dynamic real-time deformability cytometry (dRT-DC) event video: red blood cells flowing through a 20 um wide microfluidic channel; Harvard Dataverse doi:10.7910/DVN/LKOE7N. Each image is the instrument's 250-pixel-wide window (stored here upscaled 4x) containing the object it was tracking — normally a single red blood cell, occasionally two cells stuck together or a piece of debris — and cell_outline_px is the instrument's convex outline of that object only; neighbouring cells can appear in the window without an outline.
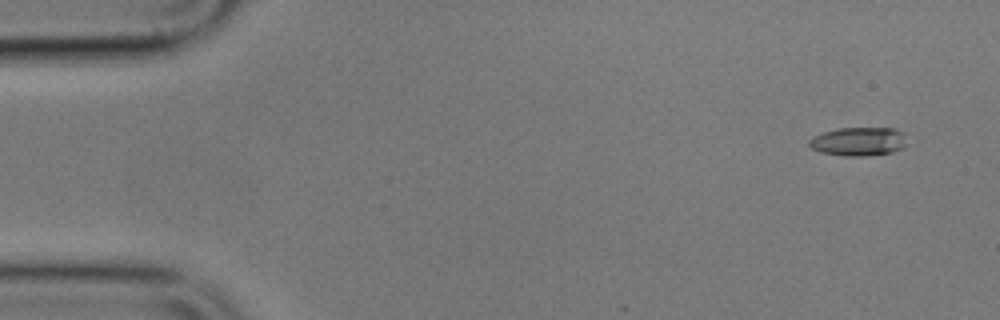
{"species": "common noctule bat (a hibernating species)", "species_latin": "Nyctalus noctula", "temperature_condition": "cold", "stored_images_in_passage": 4, "camera_frame_rate_fps": 3000, "um_per_image_px": 0.085, "animal": {"sex": "male", "body_mass_g": 17.9}, "frame": {"image": 1, "passage_image": 1, "time_ms": 0.0, "image_size_px": [1000, 320], "cell_outline_px": [[904, 144], [900, 148], [892, 152], [864, 156], [844, 156], [820, 152], [812, 148], [808, 144], [808, 140], [812, 136], [836, 128], [896, 128], [900, 132]], "centroid_in_image_um": [72.87, 12.02], "position_along_channel_um": 12.1, "area_um2": 16.07}}
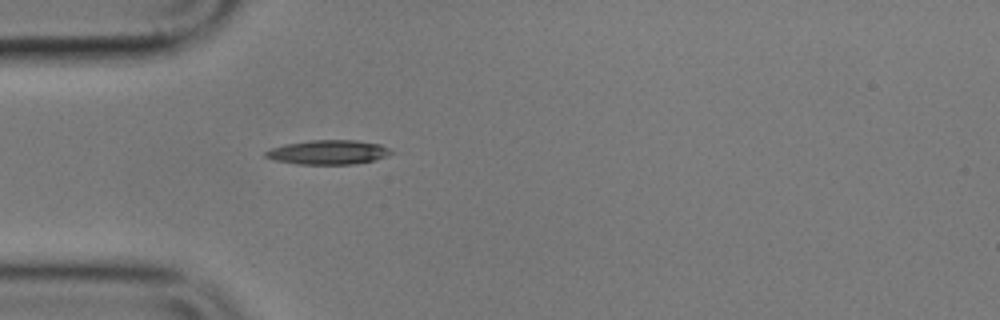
{"frame": {"image": 2, "passage_image": 4, "time_ms": 4.333, "image_size_px": [1000, 320], "cell_outline_px": [[392, 152], [388, 156], [376, 160], [356, 164], [296, 164], [272, 160], [264, 156], [264, 152], [272, 148], [284, 144], [312, 140], [356, 140], [380, 144], [388, 148]], "centroid_in_image_um": [27.89, 12.94], "position_along_channel_um": 57.1, "area_um2": 17.92}}